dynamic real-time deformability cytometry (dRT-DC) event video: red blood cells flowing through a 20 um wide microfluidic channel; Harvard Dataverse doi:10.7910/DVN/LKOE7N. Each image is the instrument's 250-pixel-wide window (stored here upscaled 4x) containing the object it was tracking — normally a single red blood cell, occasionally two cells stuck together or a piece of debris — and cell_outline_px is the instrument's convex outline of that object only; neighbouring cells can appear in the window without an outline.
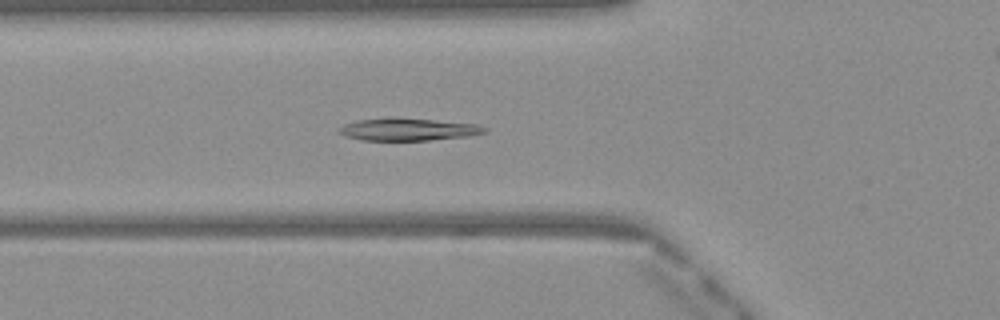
{"species": "Egyptian fruit bat (a non-hibernating species)", "species_latin": "Rousettus aegyptiacus", "temperature_condition": "warm", "stored_images_in_passage": 51, "camera_frame_rate_fps": 3000, "um_per_image_px": 0.085, "frame": {"image": 1, "passage_image": 18, "time_ms": 5.667, "image_size_px": [1000, 320], "cell_outline_px": [[488, 128], [484, 132], [468, 136], [428, 140], [360, 140], [344, 136], [336, 132], [344, 124], [356, 120], [432, 120], [476, 124]], "centroid_in_image_um": [34.67, 11.04], "position_along_channel_um": 91.1, "area_um2": 18.03}}
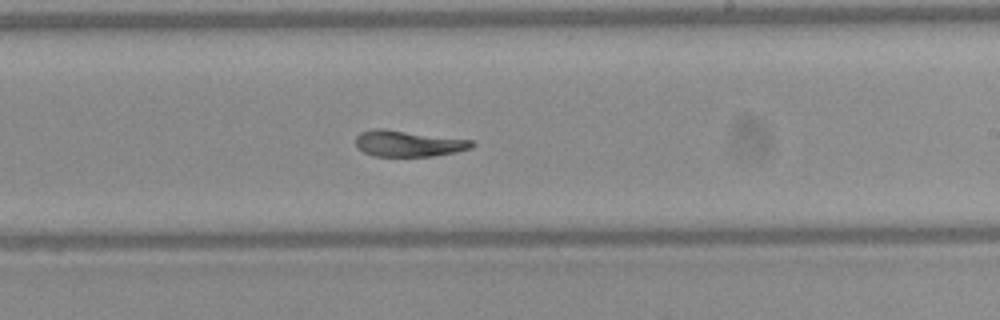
{"frame": {"image": 2, "passage_image": 30, "time_ms": 9.667, "image_size_px": [1000, 320], "cell_outline_px": [[476, 144], [472, 148], [456, 152], [432, 156], [372, 156], [356, 148], [356, 136], [360, 132], [376, 128], [384, 128], [472, 140]], "centroid_in_image_um": [34.69, 12.19], "position_along_channel_um": 254.3, "area_um2": 17.86}}
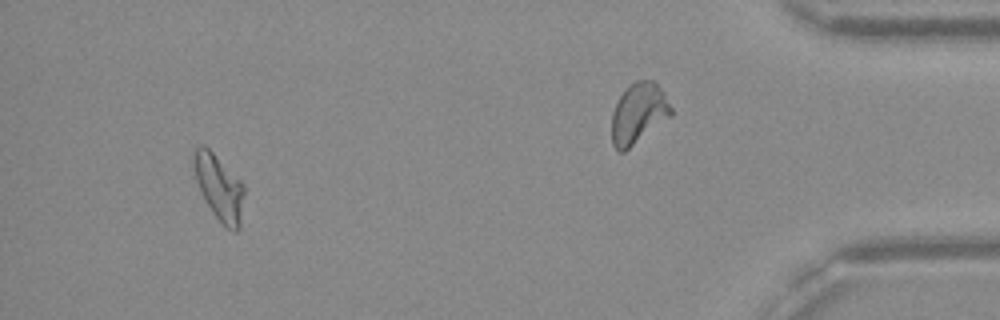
{"frame": {"image": 3, "passage_image": 47, "time_ms": 15.333, "image_size_px": [1000, 320], "cell_outline_px": [[244, 192], [240, 228], [236, 232], [232, 232], [224, 228], [208, 204], [196, 180], [192, 160], [192, 152], [196, 148], [204, 144], [244, 184]], "centroid_in_image_um": [18.64, 15.96], "position_along_channel_um": 416.6, "area_um2": 19.07}, "authors_computed_cell_mechanics": {"area_um2": 19.1318, "velocity_mm_per_s": 4.0667, "shape_relaxation_time_tau1_ms": 4.5548, "shape_relaxation_time_tau2_ms": 4.7582, "deformation_change_tau1": 0.1929, "deformation_change_tau2": 0.1021}}